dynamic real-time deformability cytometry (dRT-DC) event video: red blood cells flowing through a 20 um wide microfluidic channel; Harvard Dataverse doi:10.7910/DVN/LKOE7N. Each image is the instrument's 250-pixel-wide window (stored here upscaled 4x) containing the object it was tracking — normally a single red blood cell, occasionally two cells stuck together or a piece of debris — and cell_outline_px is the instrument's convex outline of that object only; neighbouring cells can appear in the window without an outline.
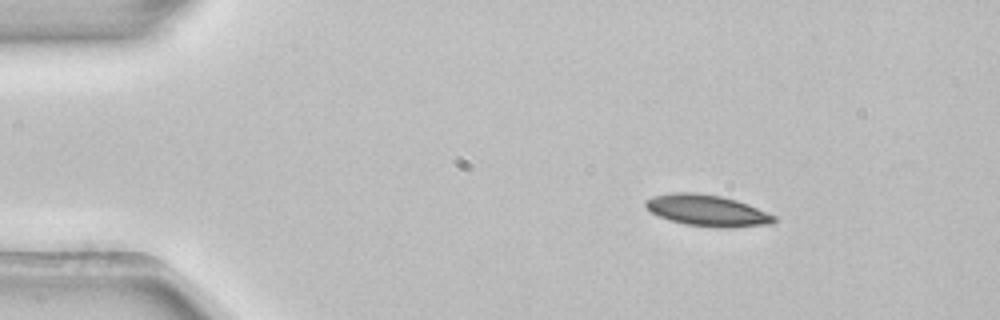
{"species": "common noctule bat (a hibernating species)", "species_latin": "Nyctalus noctula", "temperature_condition": "room temperature", "stored_images_in_passage": 2, "camera_frame_rate_fps": 3000, "um_per_image_px": 0.085, "animal": {"sex": "female", "body_mass_g": 22.7, "forearm_length_mm": 54.2}, "frame": {"image": 1, "passage_image": 1, "time_ms": 0.0, "image_size_px": [1000, 320], "cell_outline_px": [[776, 220], [772, 224], [732, 228], [716, 228], [684, 224], [668, 220], [652, 212], [644, 204], [644, 200], [652, 196], [672, 192], [696, 192], [720, 196], [736, 200], [748, 204], [776, 216]], "centroid_in_image_um": [60.11, 17.9], "position_along_channel_um": 24.9, "area_um2": 23.7}}